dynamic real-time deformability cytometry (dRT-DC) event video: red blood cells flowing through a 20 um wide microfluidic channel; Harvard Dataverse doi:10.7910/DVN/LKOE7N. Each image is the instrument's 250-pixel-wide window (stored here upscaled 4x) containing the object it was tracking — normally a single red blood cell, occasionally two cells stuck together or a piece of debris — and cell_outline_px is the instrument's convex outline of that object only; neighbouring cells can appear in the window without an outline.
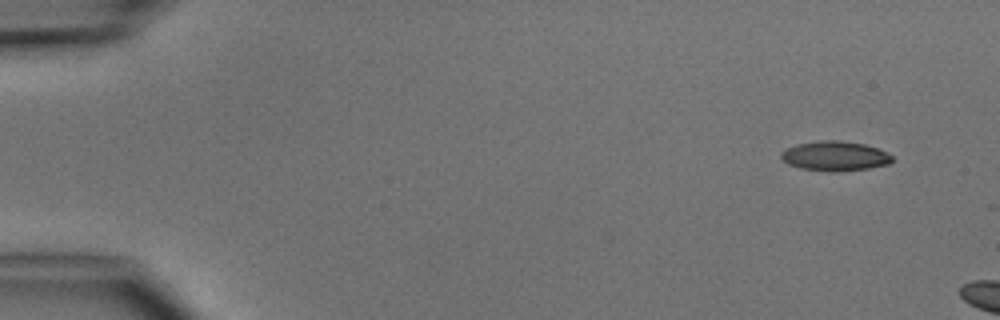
{"species": "common noctule bat (a hibernating species)", "species_latin": "Nyctalus noctula", "temperature_condition": "cold", "stored_images_in_passage": 3, "camera_frame_rate_fps": 3000, "um_per_image_px": 0.085, "animal": {"sex": "male", "body_mass_g": 15.6}, "frame": {"image": 1, "passage_image": 1, "time_ms": 0.0, "image_size_px": [1000, 320], "cell_outline_px": [[892, 160], [888, 164], [868, 168], [836, 172], [832, 172], [800, 168], [788, 164], [780, 156], [780, 152], [796, 144], [820, 140], [840, 140], [864, 144], [888, 152], [892, 156]], "centroid_in_image_um": [70.96, 13.26], "position_along_channel_um": 14.0, "area_um2": 19.19}}